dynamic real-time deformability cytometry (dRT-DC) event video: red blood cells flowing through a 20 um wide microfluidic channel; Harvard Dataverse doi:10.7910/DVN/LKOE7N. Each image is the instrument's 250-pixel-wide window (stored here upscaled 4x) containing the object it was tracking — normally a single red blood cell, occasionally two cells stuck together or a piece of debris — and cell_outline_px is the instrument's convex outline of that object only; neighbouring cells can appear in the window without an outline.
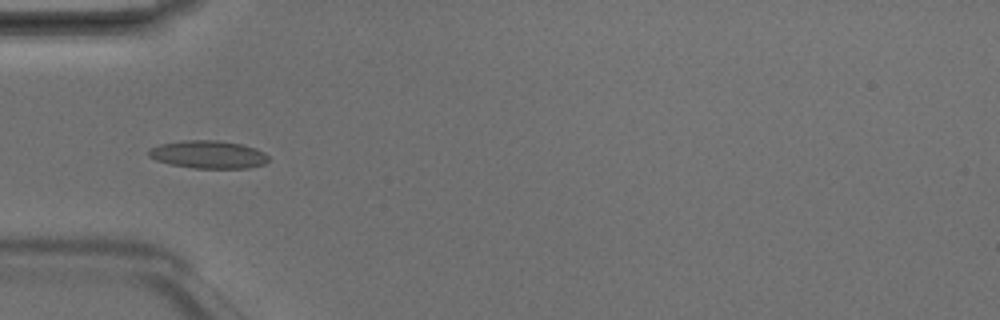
{"species": "Egyptian fruit bat (a non-hibernating species)", "species_latin": "Rousettus aegyptiacus", "temperature_condition": "room temperature", "stored_images_in_passage": 2, "camera_frame_rate_fps": 3000, "um_per_image_px": 0.085, "animal": {"sex": "male"}, "frame": {"image": 1, "passage_image": 1, "time_ms": 0.0, "image_size_px": [1000, 320], "cell_outline_px": [[268, 160], [264, 164], [248, 168], [192, 168], [172, 164], [156, 160], [148, 156], [148, 148], [160, 144], [184, 140], [216, 140], [240, 144], [256, 148], [264, 152], [268, 156]], "centroid_in_image_um": [17.69, 13.13], "position_along_channel_um": 67.3, "area_um2": 19.42}}